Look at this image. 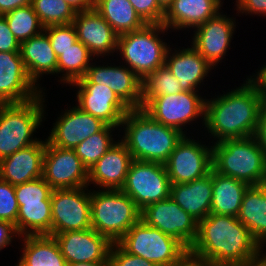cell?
<instances>
[{
    "label": "cell",
    "instance_id": "cell-1",
    "mask_svg": "<svg viewBox=\"0 0 266 266\" xmlns=\"http://www.w3.org/2000/svg\"><path fill=\"white\" fill-rule=\"evenodd\" d=\"M240 84L231 89L228 87L227 92L222 91V94L218 91L216 95L215 92L212 98L207 94L204 129L196 132V135L200 138L205 135L212 144L254 136L263 102L247 78L243 77V83Z\"/></svg>",
    "mask_w": 266,
    "mask_h": 266
},
{
    "label": "cell",
    "instance_id": "cell-2",
    "mask_svg": "<svg viewBox=\"0 0 266 266\" xmlns=\"http://www.w3.org/2000/svg\"><path fill=\"white\" fill-rule=\"evenodd\" d=\"M265 251L237 217L210 213L198 222L188 253L212 266H237L258 259Z\"/></svg>",
    "mask_w": 266,
    "mask_h": 266
},
{
    "label": "cell",
    "instance_id": "cell-3",
    "mask_svg": "<svg viewBox=\"0 0 266 266\" xmlns=\"http://www.w3.org/2000/svg\"><path fill=\"white\" fill-rule=\"evenodd\" d=\"M119 134L132 159L160 164L166 163L184 136L178 129L156 122L142 108L131 109L125 115Z\"/></svg>",
    "mask_w": 266,
    "mask_h": 266
},
{
    "label": "cell",
    "instance_id": "cell-4",
    "mask_svg": "<svg viewBox=\"0 0 266 266\" xmlns=\"http://www.w3.org/2000/svg\"><path fill=\"white\" fill-rule=\"evenodd\" d=\"M46 98L43 92L24 103L0 104V160L40 140L36 133L49 116Z\"/></svg>",
    "mask_w": 266,
    "mask_h": 266
},
{
    "label": "cell",
    "instance_id": "cell-5",
    "mask_svg": "<svg viewBox=\"0 0 266 266\" xmlns=\"http://www.w3.org/2000/svg\"><path fill=\"white\" fill-rule=\"evenodd\" d=\"M168 31L163 24H146L139 30L119 35L116 60L143 80L165 65L166 53L172 44L166 41L169 39L166 35L169 37V33H172Z\"/></svg>",
    "mask_w": 266,
    "mask_h": 266
},
{
    "label": "cell",
    "instance_id": "cell-6",
    "mask_svg": "<svg viewBox=\"0 0 266 266\" xmlns=\"http://www.w3.org/2000/svg\"><path fill=\"white\" fill-rule=\"evenodd\" d=\"M213 169L247 183L266 184V155L254 136L212 144Z\"/></svg>",
    "mask_w": 266,
    "mask_h": 266
},
{
    "label": "cell",
    "instance_id": "cell-7",
    "mask_svg": "<svg viewBox=\"0 0 266 266\" xmlns=\"http://www.w3.org/2000/svg\"><path fill=\"white\" fill-rule=\"evenodd\" d=\"M141 211L122 190L91 189V226L117 243L140 220Z\"/></svg>",
    "mask_w": 266,
    "mask_h": 266
},
{
    "label": "cell",
    "instance_id": "cell-8",
    "mask_svg": "<svg viewBox=\"0 0 266 266\" xmlns=\"http://www.w3.org/2000/svg\"><path fill=\"white\" fill-rule=\"evenodd\" d=\"M200 92L182 91L172 95L155 96L142 109L158 123L176 128L184 135L195 134L193 132L199 129L194 126L197 124L199 127L200 124L201 130L205 124L207 95Z\"/></svg>",
    "mask_w": 266,
    "mask_h": 266
},
{
    "label": "cell",
    "instance_id": "cell-9",
    "mask_svg": "<svg viewBox=\"0 0 266 266\" xmlns=\"http://www.w3.org/2000/svg\"><path fill=\"white\" fill-rule=\"evenodd\" d=\"M117 244L128 254L140 256L157 266H174L188 254V249L176 238L146 225L141 219Z\"/></svg>",
    "mask_w": 266,
    "mask_h": 266
},
{
    "label": "cell",
    "instance_id": "cell-10",
    "mask_svg": "<svg viewBox=\"0 0 266 266\" xmlns=\"http://www.w3.org/2000/svg\"><path fill=\"white\" fill-rule=\"evenodd\" d=\"M164 165L171 184L202 178L213 168L212 143H208L205 137L200 139L194 134L184 135Z\"/></svg>",
    "mask_w": 266,
    "mask_h": 266
},
{
    "label": "cell",
    "instance_id": "cell-11",
    "mask_svg": "<svg viewBox=\"0 0 266 266\" xmlns=\"http://www.w3.org/2000/svg\"><path fill=\"white\" fill-rule=\"evenodd\" d=\"M121 190L141 211L170 197L171 182L164 164L133 159Z\"/></svg>",
    "mask_w": 266,
    "mask_h": 266
},
{
    "label": "cell",
    "instance_id": "cell-12",
    "mask_svg": "<svg viewBox=\"0 0 266 266\" xmlns=\"http://www.w3.org/2000/svg\"><path fill=\"white\" fill-rule=\"evenodd\" d=\"M78 82L107 86L130 109L141 108L142 80L126 65L117 62L116 58L95 59Z\"/></svg>",
    "mask_w": 266,
    "mask_h": 266
},
{
    "label": "cell",
    "instance_id": "cell-13",
    "mask_svg": "<svg viewBox=\"0 0 266 266\" xmlns=\"http://www.w3.org/2000/svg\"><path fill=\"white\" fill-rule=\"evenodd\" d=\"M220 11L216 16L210 18L203 24L190 31L189 44L206 59L214 69L220 63L226 61L227 53L231 48V42L236 28L239 25L238 19L227 15L226 11ZM237 20V21H236ZM238 24V25H237ZM225 59V60H224Z\"/></svg>",
    "mask_w": 266,
    "mask_h": 266
},
{
    "label": "cell",
    "instance_id": "cell-14",
    "mask_svg": "<svg viewBox=\"0 0 266 266\" xmlns=\"http://www.w3.org/2000/svg\"><path fill=\"white\" fill-rule=\"evenodd\" d=\"M52 235L87 230L91 226V189H53L51 193Z\"/></svg>",
    "mask_w": 266,
    "mask_h": 266
},
{
    "label": "cell",
    "instance_id": "cell-15",
    "mask_svg": "<svg viewBox=\"0 0 266 266\" xmlns=\"http://www.w3.org/2000/svg\"><path fill=\"white\" fill-rule=\"evenodd\" d=\"M140 219L146 225L176 238L188 250L197 236L198 222L171 197L142 209Z\"/></svg>",
    "mask_w": 266,
    "mask_h": 266
},
{
    "label": "cell",
    "instance_id": "cell-16",
    "mask_svg": "<svg viewBox=\"0 0 266 266\" xmlns=\"http://www.w3.org/2000/svg\"><path fill=\"white\" fill-rule=\"evenodd\" d=\"M42 178L53 189L88 186V170L74 149L56 147L47 140Z\"/></svg>",
    "mask_w": 266,
    "mask_h": 266
},
{
    "label": "cell",
    "instance_id": "cell-17",
    "mask_svg": "<svg viewBox=\"0 0 266 266\" xmlns=\"http://www.w3.org/2000/svg\"><path fill=\"white\" fill-rule=\"evenodd\" d=\"M53 121L52 129L46 140L56 147L74 149L89 136L100 132L107 124L100 118L82 111L76 105H71L59 111Z\"/></svg>",
    "mask_w": 266,
    "mask_h": 266
},
{
    "label": "cell",
    "instance_id": "cell-18",
    "mask_svg": "<svg viewBox=\"0 0 266 266\" xmlns=\"http://www.w3.org/2000/svg\"><path fill=\"white\" fill-rule=\"evenodd\" d=\"M68 87L76 88L75 105L82 111L100 118L107 125L121 126L123 118L131 110L110 88L98 84H80L78 81Z\"/></svg>",
    "mask_w": 266,
    "mask_h": 266
},
{
    "label": "cell",
    "instance_id": "cell-19",
    "mask_svg": "<svg viewBox=\"0 0 266 266\" xmlns=\"http://www.w3.org/2000/svg\"><path fill=\"white\" fill-rule=\"evenodd\" d=\"M173 45L175 48H172L174 47ZM165 65L179 80L181 88L184 91H203L204 89L203 92H205V86L207 85L204 84V82L207 81L208 83L210 81L209 77L212 75V70L216 71L212 65L204 59L192 45H188V43L187 45L185 44V47L172 43L166 53ZM207 79H209V81Z\"/></svg>",
    "mask_w": 266,
    "mask_h": 266
},
{
    "label": "cell",
    "instance_id": "cell-20",
    "mask_svg": "<svg viewBox=\"0 0 266 266\" xmlns=\"http://www.w3.org/2000/svg\"><path fill=\"white\" fill-rule=\"evenodd\" d=\"M42 93L29 77L20 52H0V104L24 103Z\"/></svg>",
    "mask_w": 266,
    "mask_h": 266
},
{
    "label": "cell",
    "instance_id": "cell-21",
    "mask_svg": "<svg viewBox=\"0 0 266 266\" xmlns=\"http://www.w3.org/2000/svg\"><path fill=\"white\" fill-rule=\"evenodd\" d=\"M68 264L109 261L112 242L94 229L51 235Z\"/></svg>",
    "mask_w": 266,
    "mask_h": 266
},
{
    "label": "cell",
    "instance_id": "cell-22",
    "mask_svg": "<svg viewBox=\"0 0 266 266\" xmlns=\"http://www.w3.org/2000/svg\"><path fill=\"white\" fill-rule=\"evenodd\" d=\"M72 24L76 28L78 40L96 59L115 57L119 35L95 8L76 12Z\"/></svg>",
    "mask_w": 266,
    "mask_h": 266
},
{
    "label": "cell",
    "instance_id": "cell-23",
    "mask_svg": "<svg viewBox=\"0 0 266 266\" xmlns=\"http://www.w3.org/2000/svg\"><path fill=\"white\" fill-rule=\"evenodd\" d=\"M132 156L126 145L118 141L88 170L90 189L121 190ZM92 184V186H91Z\"/></svg>",
    "mask_w": 266,
    "mask_h": 266
},
{
    "label": "cell",
    "instance_id": "cell-24",
    "mask_svg": "<svg viewBox=\"0 0 266 266\" xmlns=\"http://www.w3.org/2000/svg\"><path fill=\"white\" fill-rule=\"evenodd\" d=\"M224 3V0H173L162 24L171 32L189 34L222 11Z\"/></svg>",
    "mask_w": 266,
    "mask_h": 266
},
{
    "label": "cell",
    "instance_id": "cell-25",
    "mask_svg": "<svg viewBox=\"0 0 266 266\" xmlns=\"http://www.w3.org/2000/svg\"><path fill=\"white\" fill-rule=\"evenodd\" d=\"M46 138L0 160V178L16 186L42 177Z\"/></svg>",
    "mask_w": 266,
    "mask_h": 266
},
{
    "label": "cell",
    "instance_id": "cell-26",
    "mask_svg": "<svg viewBox=\"0 0 266 266\" xmlns=\"http://www.w3.org/2000/svg\"><path fill=\"white\" fill-rule=\"evenodd\" d=\"M20 53L29 77L44 93L45 91L47 93L41 79H45L44 76L57 77L58 60L48 35L43 31L22 42Z\"/></svg>",
    "mask_w": 266,
    "mask_h": 266
},
{
    "label": "cell",
    "instance_id": "cell-27",
    "mask_svg": "<svg viewBox=\"0 0 266 266\" xmlns=\"http://www.w3.org/2000/svg\"><path fill=\"white\" fill-rule=\"evenodd\" d=\"M212 194V170L192 182L171 184L170 197L197 222L210 214Z\"/></svg>",
    "mask_w": 266,
    "mask_h": 266
},
{
    "label": "cell",
    "instance_id": "cell-28",
    "mask_svg": "<svg viewBox=\"0 0 266 266\" xmlns=\"http://www.w3.org/2000/svg\"><path fill=\"white\" fill-rule=\"evenodd\" d=\"M20 266H67L59 245L50 235H25L19 237ZM21 242V243H20Z\"/></svg>",
    "mask_w": 266,
    "mask_h": 266
},
{
    "label": "cell",
    "instance_id": "cell-29",
    "mask_svg": "<svg viewBox=\"0 0 266 266\" xmlns=\"http://www.w3.org/2000/svg\"><path fill=\"white\" fill-rule=\"evenodd\" d=\"M237 219L266 251V184L249 186L245 191Z\"/></svg>",
    "mask_w": 266,
    "mask_h": 266
},
{
    "label": "cell",
    "instance_id": "cell-30",
    "mask_svg": "<svg viewBox=\"0 0 266 266\" xmlns=\"http://www.w3.org/2000/svg\"><path fill=\"white\" fill-rule=\"evenodd\" d=\"M212 214L237 217L245 191L249 185L235 178L222 175L212 168Z\"/></svg>",
    "mask_w": 266,
    "mask_h": 266
},
{
    "label": "cell",
    "instance_id": "cell-31",
    "mask_svg": "<svg viewBox=\"0 0 266 266\" xmlns=\"http://www.w3.org/2000/svg\"><path fill=\"white\" fill-rule=\"evenodd\" d=\"M94 8L118 35L146 25L128 0H95Z\"/></svg>",
    "mask_w": 266,
    "mask_h": 266
},
{
    "label": "cell",
    "instance_id": "cell-32",
    "mask_svg": "<svg viewBox=\"0 0 266 266\" xmlns=\"http://www.w3.org/2000/svg\"><path fill=\"white\" fill-rule=\"evenodd\" d=\"M96 58L90 50L79 40L70 48L58 56L57 60V79L56 82L63 87L83 78L87 69ZM63 83V84H62Z\"/></svg>",
    "mask_w": 266,
    "mask_h": 266
},
{
    "label": "cell",
    "instance_id": "cell-33",
    "mask_svg": "<svg viewBox=\"0 0 266 266\" xmlns=\"http://www.w3.org/2000/svg\"><path fill=\"white\" fill-rule=\"evenodd\" d=\"M18 235H52L51 196L43 203L19 205L17 215Z\"/></svg>",
    "mask_w": 266,
    "mask_h": 266
},
{
    "label": "cell",
    "instance_id": "cell-34",
    "mask_svg": "<svg viewBox=\"0 0 266 266\" xmlns=\"http://www.w3.org/2000/svg\"><path fill=\"white\" fill-rule=\"evenodd\" d=\"M118 131L119 127L106 125L100 132L89 136L74 148L76 155L80 158L87 170L91 169L118 141L120 135Z\"/></svg>",
    "mask_w": 266,
    "mask_h": 266
},
{
    "label": "cell",
    "instance_id": "cell-35",
    "mask_svg": "<svg viewBox=\"0 0 266 266\" xmlns=\"http://www.w3.org/2000/svg\"><path fill=\"white\" fill-rule=\"evenodd\" d=\"M182 91L184 90L179 80L163 65L142 80L141 108L155 96L172 95Z\"/></svg>",
    "mask_w": 266,
    "mask_h": 266
},
{
    "label": "cell",
    "instance_id": "cell-36",
    "mask_svg": "<svg viewBox=\"0 0 266 266\" xmlns=\"http://www.w3.org/2000/svg\"><path fill=\"white\" fill-rule=\"evenodd\" d=\"M8 26L21 44L44 31V26L35 13L32 5L20 7L3 14Z\"/></svg>",
    "mask_w": 266,
    "mask_h": 266
},
{
    "label": "cell",
    "instance_id": "cell-37",
    "mask_svg": "<svg viewBox=\"0 0 266 266\" xmlns=\"http://www.w3.org/2000/svg\"><path fill=\"white\" fill-rule=\"evenodd\" d=\"M31 5L44 27L72 24L76 15L64 0H32Z\"/></svg>",
    "mask_w": 266,
    "mask_h": 266
},
{
    "label": "cell",
    "instance_id": "cell-38",
    "mask_svg": "<svg viewBox=\"0 0 266 266\" xmlns=\"http://www.w3.org/2000/svg\"><path fill=\"white\" fill-rule=\"evenodd\" d=\"M14 189L18 205L43 203L53 191V188L42 177L16 185Z\"/></svg>",
    "mask_w": 266,
    "mask_h": 266
},
{
    "label": "cell",
    "instance_id": "cell-39",
    "mask_svg": "<svg viewBox=\"0 0 266 266\" xmlns=\"http://www.w3.org/2000/svg\"><path fill=\"white\" fill-rule=\"evenodd\" d=\"M44 32L48 35L57 57L78 41L76 28L73 24L50 25L44 27Z\"/></svg>",
    "mask_w": 266,
    "mask_h": 266
},
{
    "label": "cell",
    "instance_id": "cell-40",
    "mask_svg": "<svg viewBox=\"0 0 266 266\" xmlns=\"http://www.w3.org/2000/svg\"><path fill=\"white\" fill-rule=\"evenodd\" d=\"M18 209L14 186L0 178V221L12 223L16 232Z\"/></svg>",
    "mask_w": 266,
    "mask_h": 266
},
{
    "label": "cell",
    "instance_id": "cell-41",
    "mask_svg": "<svg viewBox=\"0 0 266 266\" xmlns=\"http://www.w3.org/2000/svg\"><path fill=\"white\" fill-rule=\"evenodd\" d=\"M146 24H162L165 10L157 0H128Z\"/></svg>",
    "mask_w": 266,
    "mask_h": 266
},
{
    "label": "cell",
    "instance_id": "cell-42",
    "mask_svg": "<svg viewBox=\"0 0 266 266\" xmlns=\"http://www.w3.org/2000/svg\"><path fill=\"white\" fill-rule=\"evenodd\" d=\"M109 266H157L140 256L128 254L117 243H113L110 256Z\"/></svg>",
    "mask_w": 266,
    "mask_h": 266
},
{
    "label": "cell",
    "instance_id": "cell-43",
    "mask_svg": "<svg viewBox=\"0 0 266 266\" xmlns=\"http://www.w3.org/2000/svg\"><path fill=\"white\" fill-rule=\"evenodd\" d=\"M235 2V3H234ZM232 2L236 10L234 13L236 16H259V17H266V0H234Z\"/></svg>",
    "mask_w": 266,
    "mask_h": 266
},
{
    "label": "cell",
    "instance_id": "cell-44",
    "mask_svg": "<svg viewBox=\"0 0 266 266\" xmlns=\"http://www.w3.org/2000/svg\"><path fill=\"white\" fill-rule=\"evenodd\" d=\"M20 43L11 32L3 15H0V52H20Z\"/></svg>",
    "mask_w": 266,
    "mask_h": 266
},
{
    "label": "cell",
    "instance_id": "cell-45",
    "mask_svg": "<svg viewBox=\"0 0 266 266\" xmlns=\"http://www.w3.org/2000/svg\"><path fill=\"white\" fill-rule=\"evenodd\" d=\"M254 72L245 77L254 85L262 102L266 103V62L261 67L259 65Z\"/></svg>",
    "mask_w": 266,
    "mask_h": 266
},
{
    "label": "cell",
    "instance_id": "cell-46",
    "mask_svg": "<svg viewBox=\"0 0 266 266\" xmlns=\"http://www.w3.org/2000/svg\"><path fill=\"white\" fill-rule=\"evenodd\" d=\"M19 235L16 232L15 226L7 221H0V252L4 248L8 249V247L13 246L12 244H16V241L19 240ZM14 241V242H13ZM13 242V243H12Z\"/></svg>",
    "mask_w": 266,
    "mask_h": 266
},
{
    "label": "cell",
    "instance_id": "cell-47",
    "mask_svg": "<svg viewBox=\"0 0 266 266\" xmlns=\"http://www.w3.org/2000/svg\"><path fill=\"white\" fill-rule=\"evenodd\" d=\"M259 147L266 155V103H262L259 112L258 127L254 134Z\"/></svg>",
    "mask_w": 266,
    "mask_h": 266
},
{
    "label": "cell",
    "instance_id": "cell-48",
    "mask_svg": "<svg viewBox=\"0 0 266 266\" xmlns=\"http://www.w3.org/2000/svg\"><path fill=\"white\" fill-rule=\"evenodd\" d=\"M32 0H0V15L20 7L31 5Z\"/></svg>",
    "mask_w": 266,
    "mask_h": 266
},
{
    "label": "cell",
    "instance_id": "cell-49",
    "mask_svg": "<svg viewBox=\"0 0 266 266\" xmlns=\"http://www.w3.org/2000/svg\"><path fill=\"white\" fill-rule=\"evenodd\" d=\"M74 9L75 12H82L94 9L95 0H64Z\"/></svg>",
    "mask_w": 266,
    "mask_h": 266
},
{
    "label": "cell",
    "instance_id": "cell-50",
    "mask_svg": "<svg viewBox=\"0 0 266 266\" xmlns=\"http://www.w3.org/2000/svg\"><path fill=\"white\" fill-rule=\"evenodd\" d=\"M174 266H212V265L188 253L179 263H177Z\"/></svg>",
    "mask_w": 266,
    "mask_h": 266
},
{
    "label": "cell",
    "instance_id": "cell-51",
    "mask_svg": "<svg viewBox=\"0 0 266 266\" xmlns=\"http://www.w3.org/2000/svg\"><path fill=\"white\" fill-rule=\"evenodd\" d=\"M237 266H266V251L258 259Z\"/></svg>",
    "mask_w": 266,
    "mask_h": 266
},
{
    "label": "cell",
    "instance_id": "cell-52",
    "mask_svg": "<svg viewBox=\"0 0 266 266\" xmlns=\"http://www.w3.org/2000/svg\"><path fill=\"white\" fill-rule=\"evenodd\" d=\"M67 266H109V261L72 263Z\"/></svg>",
    "mask_w": 266,
    "mask_h": 266
},
{
    "label": "cell",
    "instance_id": "cell-53",
    "mask_svg": "<svg viewBox=\"0 0 266 266\" xmlns=\"http://www.w3.org/2000/svg\"><path fill=\"white\" fill-rule=\"evenodd\" d=\"M159 5L166 11L167 8L172 4L173 0H157Z\"/></svg>",
    "mask_w": 266,
    "mask_h": 266
},
{
    "label": "cell",
    "instance_id": "cell-54",
    "mask_svg": "<svg viewBox=\"0 0 266 266\" xmlns=\"http://www.w3.org/2000/svg\"><path fill=\"white\" fill-rule=\"evenodd\" d=\"M14 266H20L17 262H15Z\"/></svg>",
    "mask_w": 266,
    "mask_h": 266
}]
</instances>
